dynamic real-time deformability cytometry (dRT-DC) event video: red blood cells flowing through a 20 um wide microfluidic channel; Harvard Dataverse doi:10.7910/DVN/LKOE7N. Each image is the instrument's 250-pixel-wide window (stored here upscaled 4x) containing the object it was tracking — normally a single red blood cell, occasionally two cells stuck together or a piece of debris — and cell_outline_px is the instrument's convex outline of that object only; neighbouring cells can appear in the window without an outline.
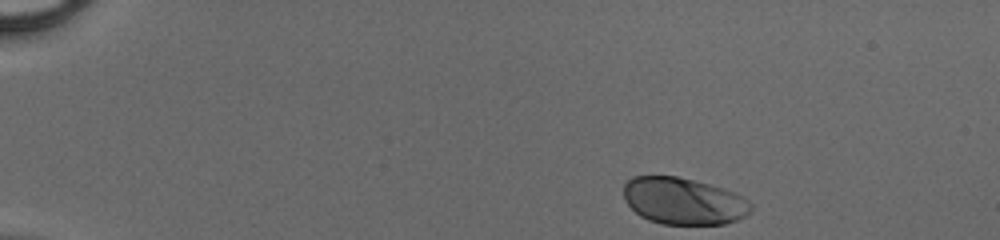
{"species": "human", "species_latin": "Homo sapiens", "temperature_condition": "cold", "stored_images_in_passage": 36, "camera_frame_rate_fps": 3000, "um_per_image_px": 0.085, "donor": {"sex": "male"}, "frame": {"image": 1, "passage_image": 1, "time_ms": 0.0, "image_size_px": [1000, 240], "cell_outline_px": [[752, 208], [744, 216], [736, 220], [724, 224], [660, 224], [648, 220], [640, 216], [624, 200], [624, 184], [632, 176], [676, 176], [724, 188], [736, 192], [748, 200], [752, 204]], "centroid_in_image_um": [58.09, 17.09], "position_along_channel_um": 26.9, "area_um2": 34.8}}
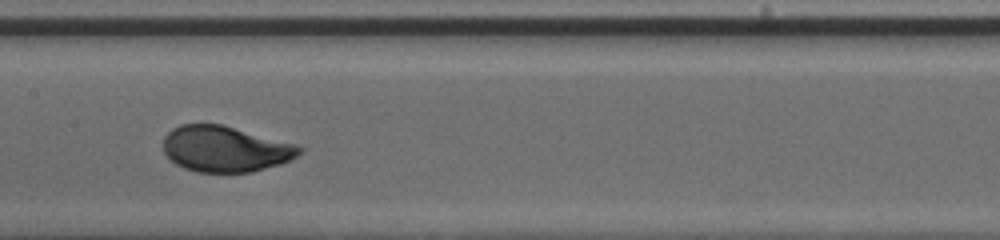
{"frame": {"image": 2, "passage_image": 20, "time_ms": 6.333, "image_size_px": [1000, 240], "cell_outline_px": [[304, 148], [296, 156], [280, 164], [252, 172], [196, 172], [184, 168], [176, 164], [164, 152], [164, 136], [172, 128], [180, 124], [220, 124], [296, 144]], "centroid_in_image_um": [19.13, 12.66], "position_along_channel_um": 188.3, "area_um2": 36.13}}
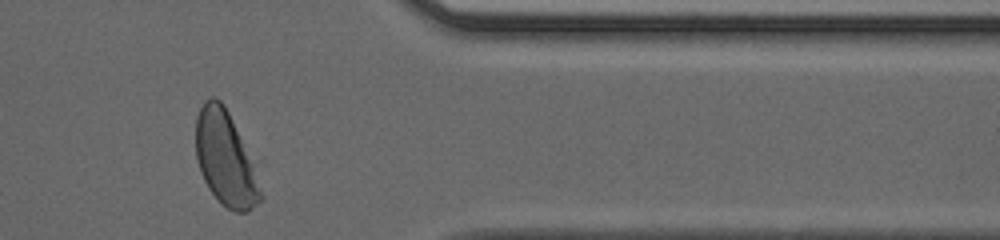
{"frame": {"image": 3, "passage_image": 35, "time_ms": 11.333, "image_size_px": [1000, 240], "cell_outline_px": [[264, 196], [248, 212], [236, 212], [228, 208], [208, 188], [200, 172], [196, 160], [196, 116], [204, 100], [212, 96], [220, 100], [224, 104], [264, 160]], "centroid_in_image_um": [19.38, 13.43], "position_along_channel_um": 392.0, "area_um2": 39.25}}